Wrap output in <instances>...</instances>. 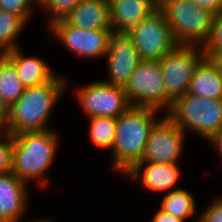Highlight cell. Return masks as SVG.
<instances>
[{"instance_id":"19","label":"cell","mask_w":222,"mask_h":222,"mask_svg":"<svg viewBox=\"0 0 222 222\" xmlns=\"http://www.w3.org/2000/svg\"><path fill=\"white\" fill-rule=\"evenodd\" d=\"M163 196L159 207L183 222H187L188 219L194 217L195 213H197L196 198L185 188H177L165 193Z\"/></svg>"},{"instance_id":"32","label":"cell","mask_w":222,"mask_h":222,"mask_svg":"<svg viewBox=\"0 0 222 222\" xmlns=\"http://www.w3.org/2000/svg\"><path fill=\"white\" fill-rule=\"evenodd\" d=\"M9 115V106L0 94V123L5 126Z\"/></svg>"},{"instance_id":"26","label":"cell","mask_w":222,"mask_h":222,"mask_svg":"<svg viewBox=\"0 0 222 222\" xmlns=\"http://www.w3.org/2000/svg\"><path fill=\"white\" fill-rule=\"evenodd\" d=\"M12 144V135L6 129H3L0 132V174L11 171Z\"/></svg>"},{"instance_id":"3","label":"cell","mask_w":222,"mask_h":222,"mask_svg":"<svg viewBox=\"0 0 222 222\" xmlns=\"http://www.w3.org/2000/svg\"><path fill=\"white\" fill-rule=\"evenodd\" d=\"M159 110L131 106L117 117L115 141L111 150V164L116 172L128 173L142 161L150 131L158 120Z\"/></svg>"},{"instance_id":"13","label":"cell","mask_w":222,"mask_h":222,"mask_svg":"<svg viewBox=\"0 0 222 222\" xmlns=\"http://www.w3.org/2000/svg\"><path fill=\"white\" fill-rule=\"evenodd\" d=\"M180 164H161L151 162H139L124 175L132 182L140 179L143 188L150 192L164 194L176 190L180 175Z\"/></svg>"},{"instance_id":"4","label":"cell","mask_w":222,"mask_h":222,"mask_svg":"<svg viewBox=\"0 0 222 222\" xmlns=\"http://www.w3.org/2000/svg\"><path fill=\"white\" fill-rule=\"evenodd\" d=\"M185 134L195 132L209 141L222 127V99L203 98L190 93L178 97L165 113Z\"/></svg>"},{"instance_id":"25","label":"cell","mask_w":222,"mask_h":222,"mask_svg":"<svg viewBox=\"0 0 222 222\" xmlns=\"http://www.w3.org/2000/svg\"><path fill=\"white\" fill-rule=\"evenodd\" d=\"M201 47L206 58L215 50L222 49V13L214 15L208 39Z\"/></svg>"},{"instance_id":"22","label":"cell","mask_w":222,"mask_h":222,"mask_svg":"<svg viewBox=\"0 0 222 222\" xmlns=\"http://www.w3.org/2000/svg\"><path fill=\"white\" fill-rule=\"evenodd\" d=\"M89 119L88 137L93 146L99 149H110L115 141L117 118L91 117Z\"/></svg>"},{"instance_id":"28","label":"cell","mask_w":222,"mask_h":222,"mask_svg":"<svg viewBox=\"0 0 222 222\" xmlns=\"http://www.w3.org/2000/svg\"><path fill=\"white\" fill-rule=\"evenodd\" d=\"M197 7L217 15L222 13V0H191Z\"/></svg>"},{"instance_id":"20","label":"cell","mask_w":222,"mask_h":222,"mask_svg":"<svg viewBox=\"0 0 222 222\" xmlns=\"http://www.w3.org/2000/svg\"><path fill=\"white\" fill-rule=\"evenodd\" d=\"M25 86L19 79L13 63L0 54V94L10 107L23 94Z\"/></svg>"},{"instance_id":"5","label":"cell","mask_w":222,"mask_h":222,"mask_svg":"<svg viewBox=\"0 0 222 222\" xmlns=\"http://www.w3.org/2000/svg\"><path fill=\"white\" fill-rule=\"evenodd\" d=\"M177 45L201 47L208 39L214 14L191 0H159Z\"/></svg>"},{"instance_id":"17","label":"cell","mask_w":222,"mask_h":222,"mask_svg":"<svg viewBox=\"0 0 222 222\" xmlns=\"http://www.w3.org/2000/svg\"><path fill=\"white\" fill-rule=\"evenodd\" d=\"M4 55L13 63L25 88L46 83L57 74L41 57H30L23 53L22 47L8 51Z\"/></svg>"},{"instance_id":"23","label":"cell","mask_w":222,"mask_h":222,"mask_svg":"<svg viewBox=\"0 0 222 222\" xmlns=\"http://www.w3.org/2000/svg\"><path fill=\"white\" fill-rule=\"evenodd\" d=\"M80 0H37V6L49 16V22L63 18Z\"/></svg>"},{"instance_id":"30","label":"cell","mask_w":222,"mask_h":222,"mask_svg":"<svg viewBox=\"0 0 222 222\" xmlns=\"http://www.w3.org/2000/svg\"><path fill=\"white\" fill-rule=\"evenodd\" d=\"M208 143L209 145H212L216 152H219V158H221L222 160V127L213 135V137L208 141Z\"/></svg>"},{"instance_id":"11","label":"cell","mask_w":222,"mask_h":222,"mask_svg":"<svg viewBox=\"0 0 222 222\" xmlns=\"http://www.w3.org/2000/svg\"><path fill=\"white\" fill-rule=\"evenodd\" d=\"M51 32L66 49L86 59L103 58L109 44L110 30H88L69 25L63 18L48 24Z\"/></svg>"},{"instance_id":"24","label":"cell","mask_w":222,"mask_h":222,"mask_svg":"<svg viewBox=\"0 0 222 222\" xmlns=\"http://www.w3.org/2000/svg\"><path fill=\"white\" fill-rule=\"evenodd\" d=\"M35 5L37 6V0H0V10L18 15L27 23L31 20Z\"/></svg>"},{"instance_id":"15","label":"cell","mask_w":222,"mask_h":222,"mask_svg":"<svg viewBox=\"0 0 222 222\" xmlns=\"http://www.w3.org/2000/svg\"><path fill=\"white\" fill-rule=\"evenodd\" d=\"M112 29L129 31L159 9V0H108Z\"/></svg>"},{"instance_id":"2","label":"cell","mask_w":222,"mask_h":222,"mask_svg":"<svg viewBox=\"0 0 222 222\" xmlns=\"http://www.w3.org/2000/svg\"><path fill=\"white\" fill-rule=\"evenodd\" d=\"M52 129L12 135L11 171L27 184L37 182L42 189L49 184L45 175L58 150L59 134Z\"/></svg>"},{"instance_id":"6","label":"cell","mask_w":222,"mask_h":222,"mask_svg":"<svg viewBox=\"0 0 222 222\" xmlns=\"http://www.w3.org/2000/svg\"><path fill=\"white\" fill-rule=\"evenodd\" d=\"M128 102L134 107H151L167 112L172 100L166 95L159 61L142 60L124 87Z\"/></svg>"},{"instance_id":"34","label":"cell","mask_w":222,"mask_h":222,"mask_svg":"<svg viewBox=\"0 0 222 222\" xmlns=\"http://www.w3.org/2000/svg\"><path fill=\"white\" fill-rule=\"evenodd\" d=\"M0 222H12L5 214H0Z\"/></svg>"},{"instance_id":"7","label":"cell","mask_w":222,"mask_h":222,"mask_svg":"<svg viewBox=\"0 0 222 222\" xmlns=\"http://www.w3.org/2000/svg\"><path fill=\"white\" fill-rule=\"evenodd\" d=\"M205 58L202 47L177 45L159 60L165 92L172 101L187 93L192 76Z\"/></svg>"},{"instance_id":"16","label":"cell","mask_w":222,"mask_h":222,"mask_svg":"<svg viewBox=\"0 0 222 222\" xmlns=\"http://www.w3.org/2000/svg\"><path fill=\"white\" fill-rule=\"evenodd\" d=\"M63 19L69 25L82 29H112L108 0H80Z\"/></svg>"},{"instance_id":"18","label":"cell","mask_w":222,"mask_h":222,"mask_svg":"<svg viewBox=\"0 0 222 222\" xmlns=\"http://www.w3.org/2000/svg\"><path fill=\"white\" fill-rule=\"evenodd\" d=\"M187 93L203 98L222 99V72L205 58L192 76Z\"/></svg>"},{"instance_id":"12","label":"cell","mask_w":222,"mask_h":222,"mask_svg":"<svg viewBox=\"0 0 222 222\" xmlns=\"http://www.w3.org/2000/svg\"><path fill=\"white\" fill-rule=\"evenodd\" d=\"M104 59L107 61L108 77L102 81L124 88L135 68L142 61L134 46L130 31L110 30L108 50Z\"/></svg>"},{"instance_id":"10","label":"cell","mask_w":222,"mask_h":222,"mask_svg":"<svg viewBox=\"0 0 222 222\" xmlns=\"http://www.w3.org/2000/svg\"><path fill=\"white\" fill-rule=\"evenodd\" d=\"M186 134L166 114L153 125L141 162L179 164Z\"/></svg>"},{"instance_id":"1","label":"cell","mask_w":222,"mask_h":222,"mask_svg":"<svg viewBox=\"0 0 222 222\" xmlns=\"http://www.w3.org/2000/svg\"><path fill=\"white\" fill-rule=\"evenodd\" d=\"M67 81L62 75L56 74L46 83L26 88L9 107L4 129L11 135L50 129L49 119L69 86Z\"/></svg>"},{"instance_id":"29","label":"cell","mask_w":222,"mask_h":222,"mask_svg":"<svg viewBox=\"0 0 222 222\" xmlns=\"http://www.w3.org/2000/svg\"><path fill=\"white\" fill-rule=\"evenodd\" d=\"M150 222H183L181 219L176 218L174 215L163 211L160 207L154 212Z\"/></svg>"},{"instance_id":"33","label":"cell","mask_w":222,"mask_h":222,"mask_svg":"<svg viewBox=\"0 0 222 222\" xmlns=\"http://www.w3.org/2000/svg\"><path fill=\"white\" fill-rule=\"evenodd\" d=\"M27 222H55L53 221L52 219H49L48 217H43V218H40V219H34V220H31V221H27Z\"/></svg>"},{"instance_id":"35","label":"cell","mask_w":222,"mask_h":222,"mask_svg":"<svg viewBox=\"0 0 222 222\" xmlns=\"http://www.w3.org/2000/svg\"><path fill=\"white\" fill-rule=\"evenodd\" d=\"M4 129V126L0 123V132Z\"/></svg>"},{"instance_id":"8","label":"cell","mask_w":222,"mask_h":222,"mask_svg":"<svg viewBox=\"0 0 222 222\" xmlns=\"http://www.w3.org/2000/svg\"><path fill=\"white\" fill-rule=\"evenodd\" d=\"M129 31L141 60L159 61L177 46L166 17L160 9Z\"/></svg>"},{"instance_id":"14","label":"cell","mask_w":222,"mask_h":222,"mask_svg":"<svg viewBox=\"0 0 222 222\" xmlns=\"http://www.w3.org/2000/svg\"><path fill=\"white\" fill-rule=\"evenodd\" d=\"M28 185L12 171L0 174V214H5L12 222H22L31 195Z\"/></svg>"},{"instance_id":"27","label":"cell","mask_w":222,"mask_h":222,"mask_svg":"<svg viewBox=\"0 0 222 222\" xmlns=\"http://www.w3.org/2000/svg\"><path fill=\"white\" fill-rule=\"evenodd\" d=\"M204 210H201L195 222H222V195L215 197L211 204H207Z\"/></svg>"},{"instance_id":"21","label":"cell","mask_w":222,"mask_h":222,"mask_svg":"<svg viewBox=\"0 0 222 222\" xmlns=\"http://www.w3.org/2000/svg\"><path fill=\"white\" fill-rule=\"evenodd\" d=\"M27 24L22 17L0 10V54L21 47L17 39Z\"/></svg>"},{"instance_id":"9","label":"cell","mask_w":222,"mask_h":222,"mask_svg":"<svg viewBox=\"0 0 222 222\" xmlns=\"http://www.w3.org/2000/svg\"><path fill=\"white\" fill-rule=\"evenodd\" d=\"M76 99L87 118L114 117L125 113L131 104L124 88L95 80L75 90Z\"/></svg>"},{"instance_id":"31","label":"cell","mask_w":222,"mask_h":222,"mask_svg":"<svg viewBox=\"0 0 222 222\" xmlns=\"http://www.w3.org/2000/svg\"><path fill=\"white\" fill-rule=\"evenodd\" d=\"M207 59L222 72V49L215 50Z\"/></svg>"}]
</instances>
